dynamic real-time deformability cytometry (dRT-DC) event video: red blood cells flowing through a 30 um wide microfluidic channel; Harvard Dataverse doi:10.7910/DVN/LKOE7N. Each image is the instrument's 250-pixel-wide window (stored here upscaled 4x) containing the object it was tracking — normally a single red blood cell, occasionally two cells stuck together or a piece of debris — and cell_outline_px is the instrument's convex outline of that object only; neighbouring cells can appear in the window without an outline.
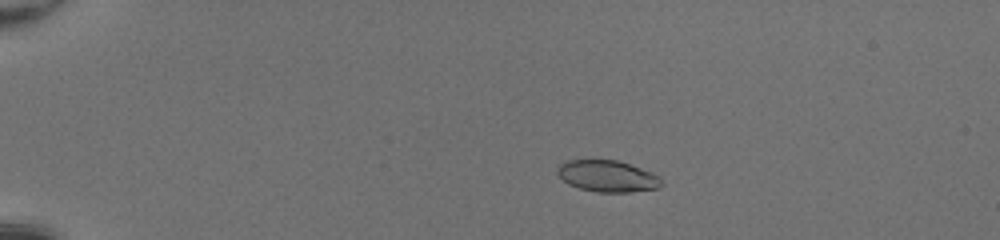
{"species": "common noctule bat (a hibernating species)", "species_latin": "Nyctalus noctula", "temperature_condition": "room temperature", "stored_images_in_passage": 49, "camera_frame_rate_fps": 3000, "um_per_image_px": 0.085, "animal": {"sex": "female", "body_mass_g": 20.0, "forearm_length_mm": 54.0}, "frame": {"image": 1, "passage_image": 10, "time_ms": 3.0, "image_size_px": [1000, 240], "cell_outline_px": [[664, 184], [660, 188], [628, 192], [596, 192], [580, 188], [568, 184], [556, 172], [556, 168], [564, 160], [616, 160], [652, 172], [660, 176], [664, 180]], "centroid_in_image_um": [51.66, 14.97], "position_along_channel_um": 33.3, "area_um2": 19.25}}
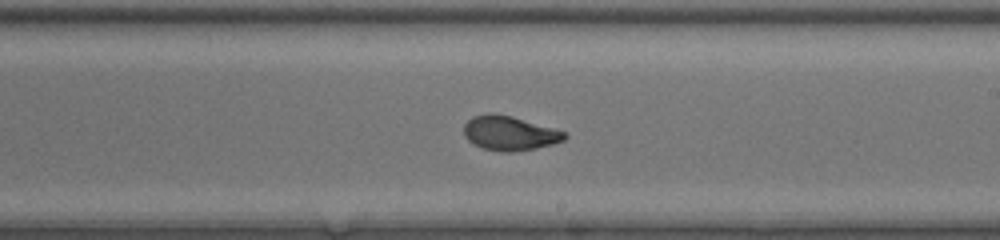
{"frame": {"image": 2, "passage_image": 31, "time_ms": 10.0, "image_size_px": [1000, 240], "cell_outline_px": [[568, 136], [564, 140], [552, 144], [536, 148], [512, 152], [504, 152], [484, 148], [472, 144], [464, 136], [464, 124], [472, 116], [488, 112], [492, 112], [512, 116], [552, 128], [564, 132]], "centroid_in_image_um": [43.27, 11.31], "position_along_channel_um": 245.7, "area_um2": 20.17}}
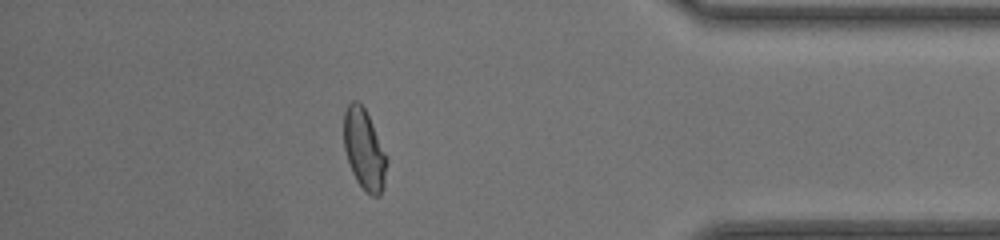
{"frame": {"image": 3, "passage_image": 44, "time_ms": 14.333, "image_size_px": [1000, 240], "cell_outline_px": [[388, 160], [384, 188], [380, 196], [372, 196], [364, 192], [356, 180], [352, 172], [344, 148], [344, 112], [348, 104], [352, 100], [356, 100], [364, 108], [368, 116]], "centroid_in_image_um": [30.96, 12.77], "position_along_channel_um": 404.2, "area_um2": 20.06}, "authors_computed_cell_mechanics": {"area_um2": 19.9988, "velocity_mm_per_s": 4.2632, "shape_relaxation_time_tau1_ms": 5.2349, "shape_relaxation_time_tau2_ms": 0.8612, "deformation_change_tau1": 0.2236, "deformation_change_tau2": 0.0488}}